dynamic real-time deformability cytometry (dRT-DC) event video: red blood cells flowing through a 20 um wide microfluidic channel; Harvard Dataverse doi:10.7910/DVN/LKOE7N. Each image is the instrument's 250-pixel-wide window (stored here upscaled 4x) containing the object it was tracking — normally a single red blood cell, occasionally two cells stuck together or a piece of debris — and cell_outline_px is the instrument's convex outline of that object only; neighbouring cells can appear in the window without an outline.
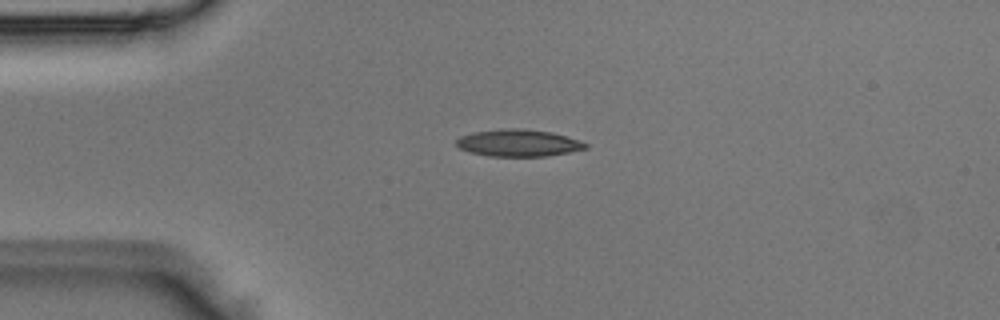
{"species": "Egyptian fruit bat (a non-hibernating species)", "species_latin": "Rousettus aegyptiacus", "temperature_condition": "room temperature", "stored_images_in_passage": 4, "camera_frame_rate_fps": 3000, "um_per_image_px": 0.085, "animal": {"sex": "male"}, "frame": {"image": 1, "passage_image": 2, "time_ms": 0.333, "image_size_px": [1000, 320], "cell_outline_px": [[588, 148], [548, 156], [488, 156], [468, 152], [460, 148], [456, 144], [456, 140], [460, 136], [472, 132], [508, 128], [520, 128], [552, 132], [588, 144]], "centroid_in_image_um": [44.02, 12.15], "position_along_channel_um": 41.0, "area_um2": 20.23}}
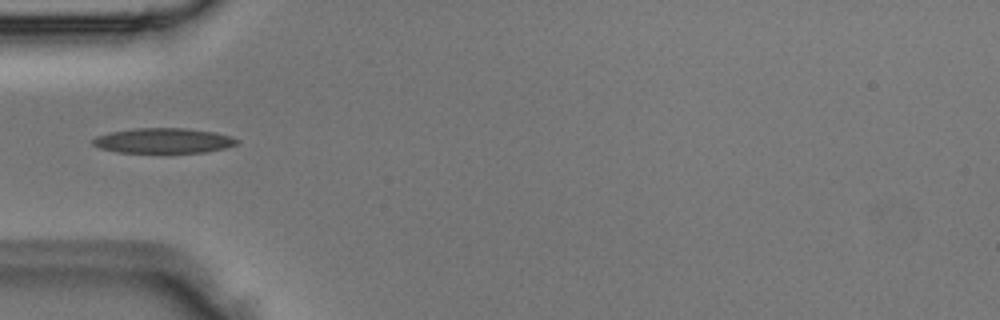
{"frame": {"image": 2, "passage_image": 3, "time_ms": 0.667, "image_size_px": [1000, 320], "cell_outline_px": [[240, 140], [236, 144], [224, 148], [204, 152], [116, 152], [100, 148], [92, 144], [92, 140], [96, 136], [108, 132], [136, 128], [188, 128], [216, 132], [232, 136]], "centroid_in_image_um": [13.89, 11.94], "position_along_channel_um": 71.1, "area_um2": 21.1}}
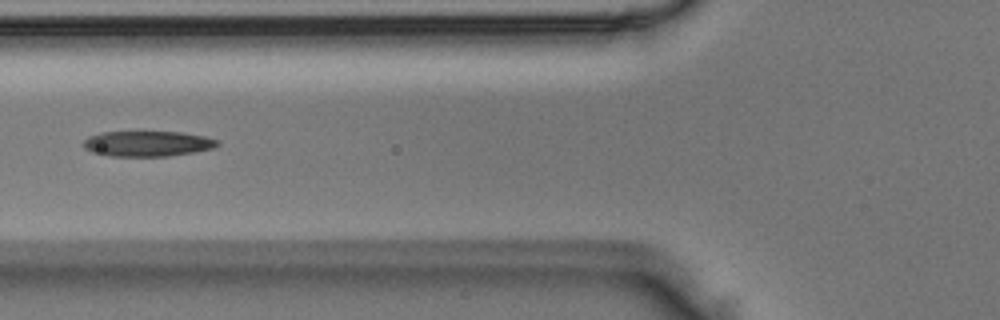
{"frame": {"image": 3, "passage_image": 4, "time_ms": 1.0, "image_size_px": [1000, 320], "cell_outline_px": [[220, 144], [212, 148], [192, 152], [168, 156], [112, 156], [92, 152], [84, 148], [84, 140], [88, 136], [104, 132], [180, 132], [204, 136], [220, 140]], "centroid_in_image_um": [12.54, 12.21], "position_along_channel_um": 113.3, "area_um2": 19.71}}